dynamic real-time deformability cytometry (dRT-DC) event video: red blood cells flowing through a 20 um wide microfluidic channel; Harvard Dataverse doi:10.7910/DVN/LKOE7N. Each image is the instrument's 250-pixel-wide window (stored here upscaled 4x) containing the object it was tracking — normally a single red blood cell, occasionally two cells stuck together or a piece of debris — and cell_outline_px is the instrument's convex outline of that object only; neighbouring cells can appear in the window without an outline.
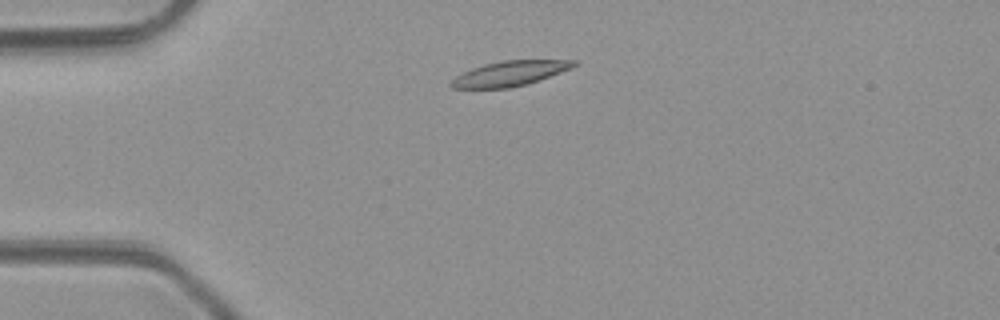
{"species": "common noctule bat (a hibernating species)", "species_latin": "Nyctalus noctula", "temperature_condition": "room temperature", "stored_images_in_passage": 2, "camera_frame_rate_fps": 3000, "um_per_image_px": 0.085, "animal": {"sex": "male", "body_mass_g": 23.1, "forearm_length_mm": 52.7}, "frame": {"image": 1, "passage_image": 1, "time_ms": 0.0, "image_size_px": [1000, 320], "cell_outline_px": [[580, 64], [572, 68], [528, 84], [508, 88], [452, 88], [448, 84], [456, 76], [472, 68], [484, 64], [500, 60], [580, 60]], "centroid_in_image_um": [43.38, 6.24], "position_along_channel_um": 41.6, "area_um2": 17.98}}